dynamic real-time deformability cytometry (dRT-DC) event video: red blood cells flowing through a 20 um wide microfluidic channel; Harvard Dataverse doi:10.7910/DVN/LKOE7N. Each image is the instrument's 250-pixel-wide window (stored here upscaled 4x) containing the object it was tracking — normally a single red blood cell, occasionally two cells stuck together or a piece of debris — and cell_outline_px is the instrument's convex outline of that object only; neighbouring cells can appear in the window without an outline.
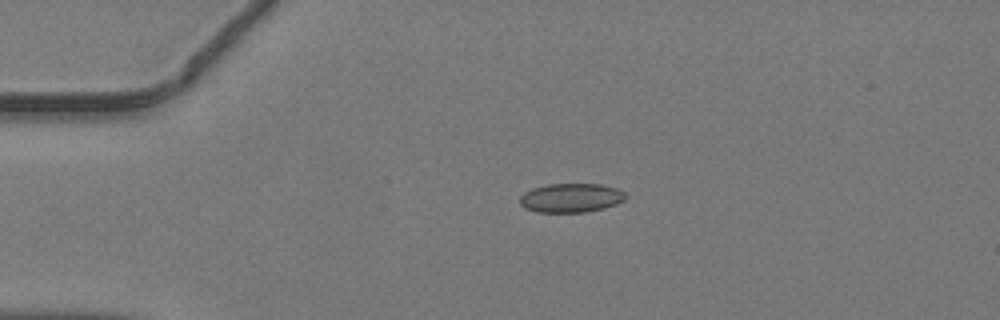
{"species": "common noctule bat (a hibernating species)", "species_latin": "Nyctalus noctula", "temperature_condition": "warm", "stored_images_in_passage": 37, "camera_frame_rate_fps": 3000, "um_per_image_px": 0.085, "animal": {"sex": "male", "body_mass_g": 19.2, "forearm_length_mm": 51.8}, "frame": {"image": 1, "passage_image": 1, "time_ms": 0.0, "image_size_px": [1000, 320], "cell_outline_px": [[624, 200], [616, 204], [604, 208], [584, 212], [536, 212], [524, 208], [520, 204], [520, 196], [524, 192], [532, 188], [548, 184], [600, 184], [616, 188], [624, 192]], "centroid_in_image_um": [48.49, 16.82], "position_along_channel_um": 36.5, "area_um2": 17.86}}
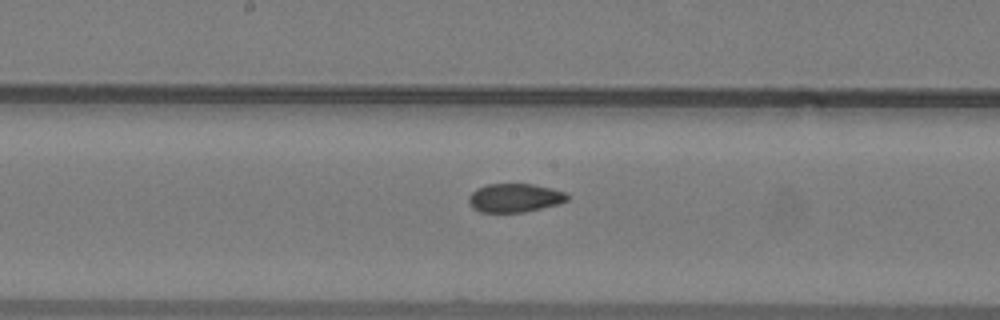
{"frame": {"image": 2, "passage_image": 15, "time_ms": 4.667, "image_size_px": [1000, 320], "cell_outline_px": [[568, 200], [556, 204], [524, 212], [480, 212], [472, 208], [468, 204], [468, 196], [476, 188], [488, 184], [532, 184], [552, 188], [568, 192]], "centroid_in_image_um": [43.72, 16.81], "position_along_channel_um": 204.5, "area_um2": 16.53}}
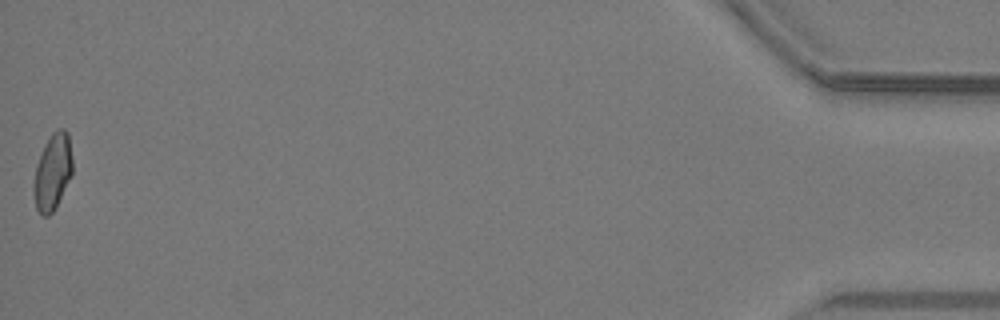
{"frame": {"image": 3, "passage_image": 37, "time_ms": 12.0, "image_size_px": [1000, 320], "cell_outline_px": [[72, 176], [52, 212], [48, 216], [44, 216], [36, 208], [32, 188], [36, 168], [44, 144], [52, 132], [60, 128], [64, 128], [68, 132], [72, 160]], "centroid_in_image_um": [4.47, 14.59], "position_along_channel_um": 430.7, "area_um2": 17.11}}